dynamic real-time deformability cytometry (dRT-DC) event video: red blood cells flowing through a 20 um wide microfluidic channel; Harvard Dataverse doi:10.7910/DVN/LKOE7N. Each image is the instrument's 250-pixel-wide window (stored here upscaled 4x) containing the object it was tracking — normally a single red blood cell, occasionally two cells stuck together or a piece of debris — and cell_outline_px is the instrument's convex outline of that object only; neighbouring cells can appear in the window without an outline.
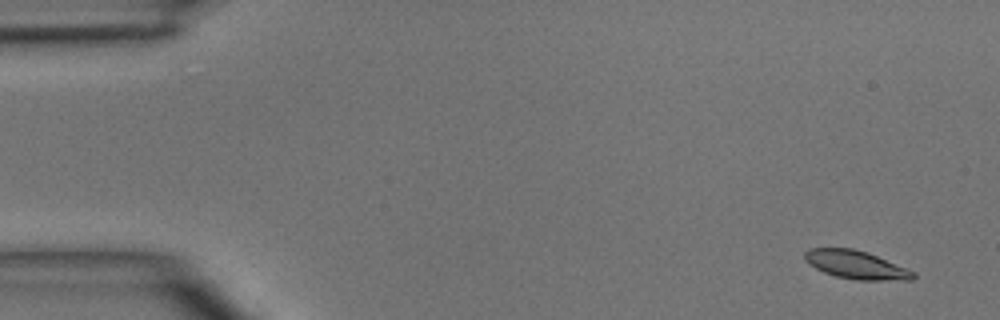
{"species": "common noctule bat (a hibernating species)", "species_latin": "Nyctalus noctula", "temperature_condition": "room temperature", "stored_images_in_passage": 4, "camera_frame_rate_fps": 3000, "um_per_image_px": 0.085, "animal": {"sex": "male", "body_mass_g": 15.6}, "frame": {"image": 1, "passage_image": 1, "time_ms": 0.0, "image_size_px": [1000, 320], "cell_outline_px": [[916, 276], [912, 280], [856, 280], [836, 276], [824, 272], [808, 264], [804, 260], [804, 252], [808, 248], [852, 248], [868, 252], [916, 272]], "centroid_in_image_um": [72.76, 22.5], "position_along_channel_um": 12.2, "area_um2": 17.98}}
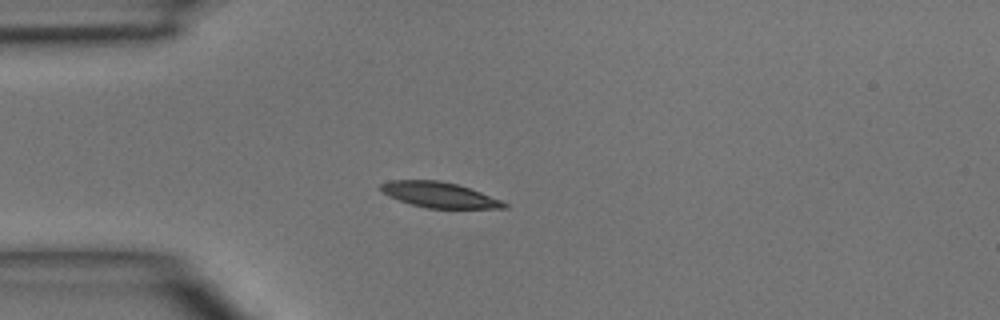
{"frame": {"image": 2, "passage_image": 4, "time_ms": 3.333, "image_size_px": [1000, 320], "cell_outline_px": [[508, 208], [428, 208], [412, 204], [388, 196], [380, 188], [380, 184], [388, 180], [440, 180], [456, 184], [480, 192], [500, 200], [508, 204]], "centroid_in_image_um": [37.32, 16.55], "position_along_channel_um": 47.7, "area_um2": 18.03}}